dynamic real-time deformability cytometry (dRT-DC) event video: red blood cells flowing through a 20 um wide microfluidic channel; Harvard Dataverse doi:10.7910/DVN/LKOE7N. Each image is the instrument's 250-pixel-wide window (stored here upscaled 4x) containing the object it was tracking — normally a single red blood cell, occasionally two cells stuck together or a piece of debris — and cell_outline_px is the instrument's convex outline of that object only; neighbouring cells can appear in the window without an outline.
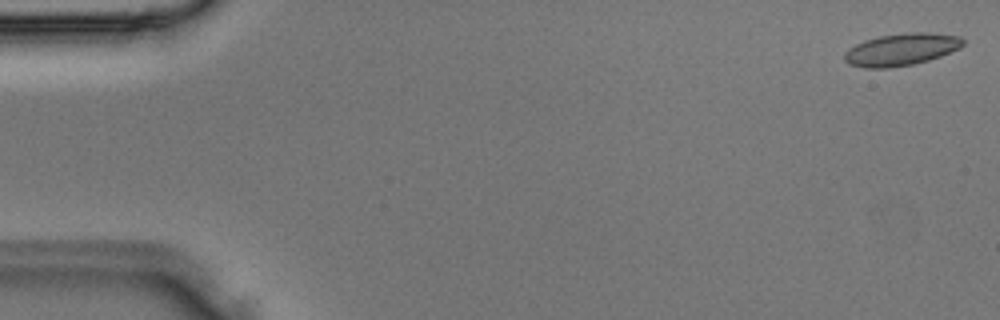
{"species": "Egyptian fruit bat (a non-hibernating species)", "species_latin": "Rousettus aegyptiacus", "temperature_condition": "room temperature", "stored_images_in_passage": 4, "camera_frame_rate_fps": 3000, "um_per_image_px": 0.085, "animal": {"sex": "male"}, "frame": {"image": 1, "passage_image": 1, "time_ms": 0.0, "image_size_px": [1000, 320], "cell_outline_px": [[964, 44], [960, 48], [940, 56], [928, 60], [912, 64], [888, 68], [864, 68], [848, 64], [844, 60], [844, 52], [848, 48], [864, 40], [880, 36], [904, 32], [932, 32], [960, 36], [964, 40]], "centroid_in_image_um": [76.6, 4.2], "position_along_channel_um": 8.4, "area_um2": 22.43}}